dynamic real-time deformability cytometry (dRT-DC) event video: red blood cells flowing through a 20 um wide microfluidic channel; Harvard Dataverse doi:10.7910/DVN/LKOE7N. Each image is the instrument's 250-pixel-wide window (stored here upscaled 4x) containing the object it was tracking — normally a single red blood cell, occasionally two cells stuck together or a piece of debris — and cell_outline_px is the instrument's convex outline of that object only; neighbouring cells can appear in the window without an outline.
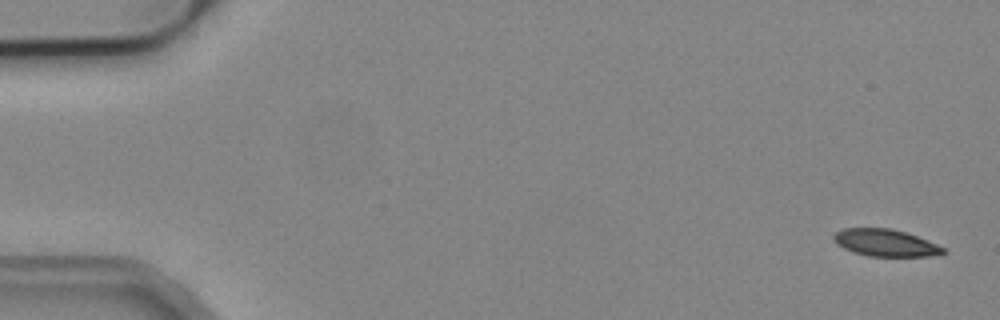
{"species": "common noctule bat (a hibernating species)", "species_latin": "Nyctalus noctula", "temperature_condition": "cold", "stored_images_in_passage": 5, "camera_frame_rate_fps": 3000, "um_per_image_px": 0.085, "animal": {"sex": "male", "body_mass_g": 19.2, "forearm_length_mm": 51.8}, "frame": {"image": 1, "passage_image": 1, "time_ms": 0.0, "image_size_px": [1000, 320], "cell_outline_px": [[944, 252], [928, 256], [868, 256], [852, 252], [836, 244], [832, 236], [836, 232], [844, 228], [892, 228], [916, 236], [936, 244], [944, 248]], "centroid_in_image_um": [75.19, 20.63], "position_along_channel_um": 9.8, "area_um2": 17.05}}
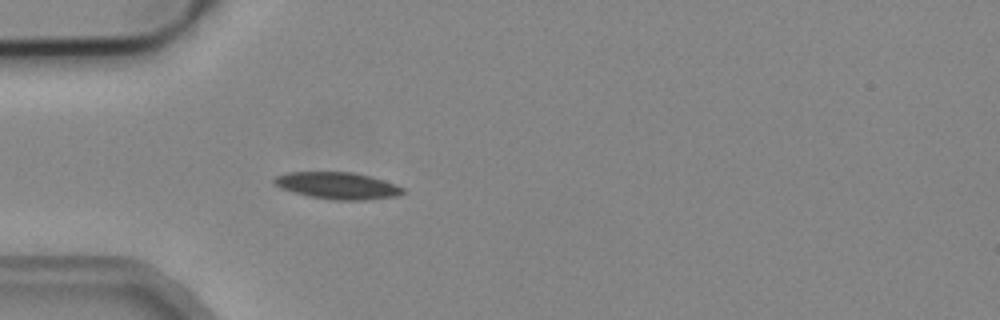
{"frame": {"image": 2, "passage_image": 5, "time_ms": 1.333, "image_size_px": [1000, 320], "cell_outline_px": [[404, 192], [396, 196], [368, 200], [336, 200], [312, 196], [280, 188], [272, 184], [272, 180], [276, 176], [288, 172], [352, 172], [384, 180], [396, 184], [404, 188]], "centroid_in_image_um": [28.69, 15.77], "position_along_channel_um": 56.3, "area_um2": 20.0}}